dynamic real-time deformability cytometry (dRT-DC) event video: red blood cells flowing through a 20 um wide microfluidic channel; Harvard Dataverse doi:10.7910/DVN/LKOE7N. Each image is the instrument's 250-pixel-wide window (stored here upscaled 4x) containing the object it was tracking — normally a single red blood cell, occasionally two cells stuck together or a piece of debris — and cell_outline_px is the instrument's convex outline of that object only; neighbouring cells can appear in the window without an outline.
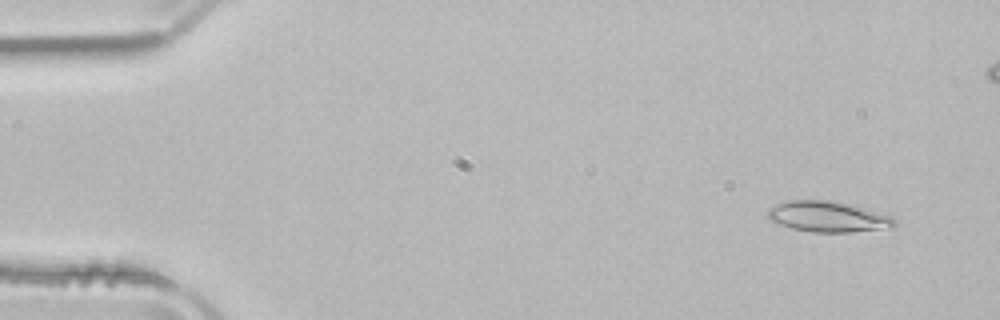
{"species": "common noctule bat (a hibernating species)", "species_latin": "Nyctalus noctula", "temperature_condition": "room temperature", "stored_images_in_passage": 52, "camera_frame_rate_fps": 3000, "um_per_image_px": 0.085, "animal": {"sex": "male", "body_mass_g": 21.5, "forearm_length_mm": 52.0}, "frame": {"image": 1, "passage_image": 4, "time_ms": 1.0, "image_size_px": [1000, 320], "cell_outline_px": [[896, 224], [892, 228], [848, 232], [812, 232], [792, 228], [768, 220], [768, 208], [776, 204], [788, 200], [828, 200], [848, 204], [892, 216], [896, 220]], "centroid_in_image_um": [70.36, 18.42], "position_along_channel_um": 14.6, "area_um2": 22.6}}
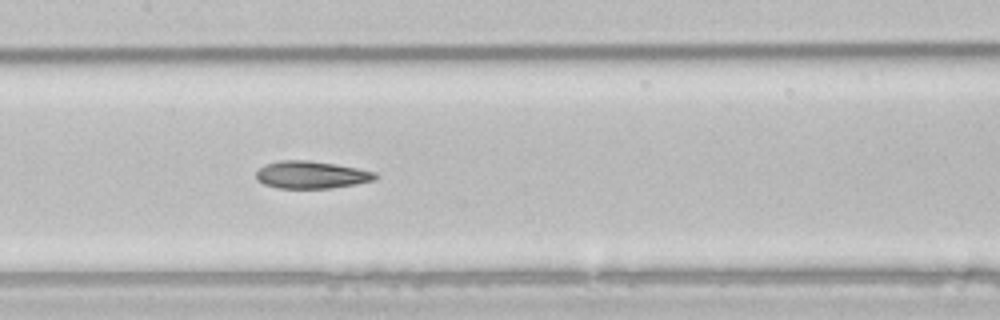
{"frame": {"image": 2, "passage_image": 25, "time_ms": 8.0, "image_size_px": [1000, 320], "cell_outline_px": [[376, 180], [356, 184], [332, 188], [280, 188], [264, 184], [256, 180], [256, 172], [264, 164], [280, 160], [308, 160], [336, 164], [376, 172]], "centroid_in_image_um": [26.45, 14.85], "position_along_channel_um": 181.0, "area_um2": 19.07}}
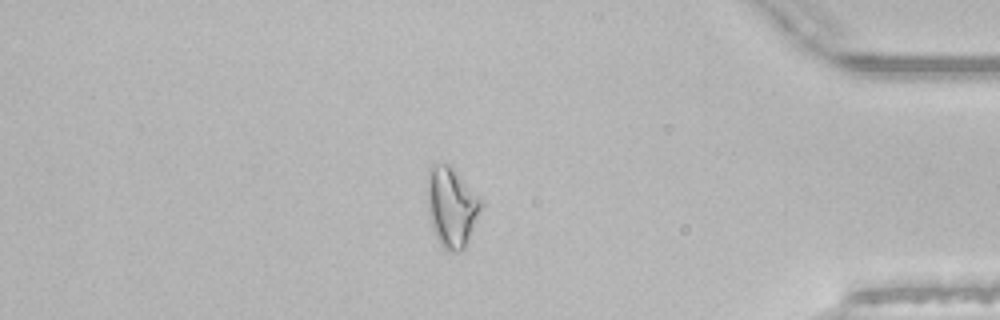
{"frame": {"image": 3, "passage_image": 44, "time_ms": 14.333, "image_size_px": [1000, 320], "cell_outline_px": [[480, 208], [468, 240], [464, 248], [456, 252], [452, 252], [444, 248], [440, 244], [432, 228], [428, 212], [428, 168], [432, 164], [448, 164], [456, 172], [480, 200]], "centroid_in_image_um": [38.33, 17.6], "position_along_channel_um": 396.9, "area_um2": 24.04}, "authors_computed_cell_mechanics": {"area_um2": 20.8369, "velocity_mm_per_s": 3.9514, "shape_relaxation_time_tau1_ms": null, "shape_relaxation_time_tau2_ms": 3.0568, "deformation_change_tau1": null, "deformation_change_tau2": 0.1078}}